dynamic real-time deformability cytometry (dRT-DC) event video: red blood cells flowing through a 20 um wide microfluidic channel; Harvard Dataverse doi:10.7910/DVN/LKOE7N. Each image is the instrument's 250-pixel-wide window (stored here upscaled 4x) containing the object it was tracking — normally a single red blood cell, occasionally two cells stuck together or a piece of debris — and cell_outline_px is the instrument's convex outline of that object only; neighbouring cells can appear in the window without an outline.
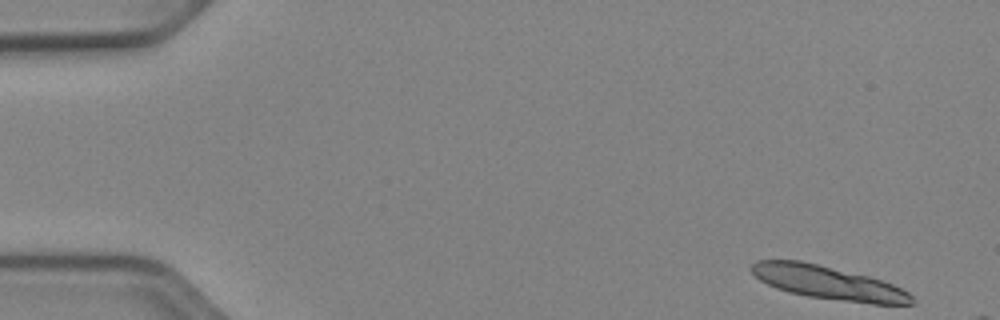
{"species": "Egyptian fruit bat (a non-hibernating species)", "species_latin": "Rousettus aegyptiacus", "temperature_condition": "cold", "stored_images_in_passage": 5, "camera_frame_rate_fps": 3000, "um_per_image_px": 0.085, "animal": {"sex": "female"}, "frame": {"image": 1, "passage_image": 1, "time_ms": 0.0, "image_size_px": [1000, 320], "cell_outline_px": [[916, 300], [912, 304], [872, 304], [808, 296], [788, 292], [776, 288], [760, 280], [752, 272], [752, 264], [756, 260], [800, 260], [868, 276], [892, 284], [908, 292]], "centroid_in_image_um": [70.4, 24.03], "position_along_channel_um": 14.6, "area_um2": 30.87}}